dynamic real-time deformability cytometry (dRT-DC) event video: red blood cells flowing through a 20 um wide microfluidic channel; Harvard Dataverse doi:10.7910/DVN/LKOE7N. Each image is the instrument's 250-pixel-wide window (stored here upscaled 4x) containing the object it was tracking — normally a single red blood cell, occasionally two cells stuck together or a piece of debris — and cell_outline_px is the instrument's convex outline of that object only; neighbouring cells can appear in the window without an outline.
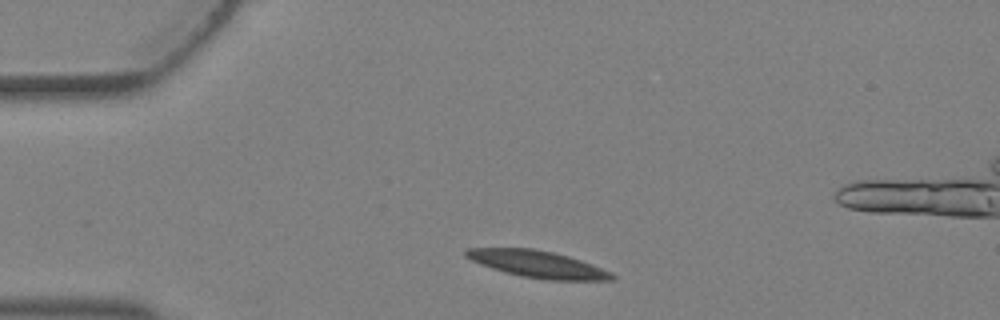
{"species": "Egyptian fruit bat (a non-hibernating species)", "species_latin": "Rousettus aegyptiacus", "temperature_condition": "warm", "stored_images_in_passage": 3, "camera_frame_rate_fps": 3000, "um_per_image_px": 0.085, "animal": {"sex": "female"}, "frame": {"image": 1, "passage_image": 1, "time_ms": 0.0, "image_size_px": [1000, 320], "cell_outline_px": [[616, 276], [612, 280], [548, 280], [520, 276], [504, 272], [480, 264], [464, 256], [464, 252], [468, 248], [532, 248], [552, 252], [568, 256], [592, 264], [612, 272]], "centroid_in_image_um": [45.7, 22.45], "position_along_channel_um": 39.3, "area_um2": 22.83}}
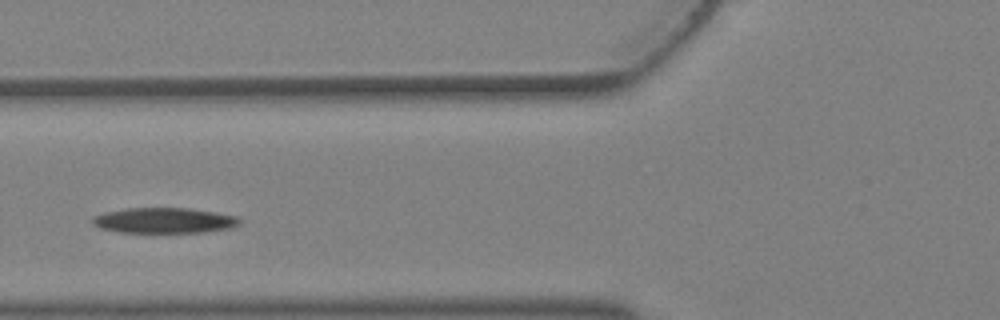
{"frame": {"image": 2, "passage_image": 3, "time_ms": 0.667, "image_size_px": [1000, 320], "cell_outline_px": [[240, 224], [232, 228], [204, 232], [120, 232], [100, 228], [92, 224], [92, 216], [104, 212], [124, 208], [188, 208], [216, 212], [236, 216], [240, 220]], "centroid_in_image_um": [13.94, 18.73], "position_along_channel_um": 111.9, "area_um2": 21.91}}